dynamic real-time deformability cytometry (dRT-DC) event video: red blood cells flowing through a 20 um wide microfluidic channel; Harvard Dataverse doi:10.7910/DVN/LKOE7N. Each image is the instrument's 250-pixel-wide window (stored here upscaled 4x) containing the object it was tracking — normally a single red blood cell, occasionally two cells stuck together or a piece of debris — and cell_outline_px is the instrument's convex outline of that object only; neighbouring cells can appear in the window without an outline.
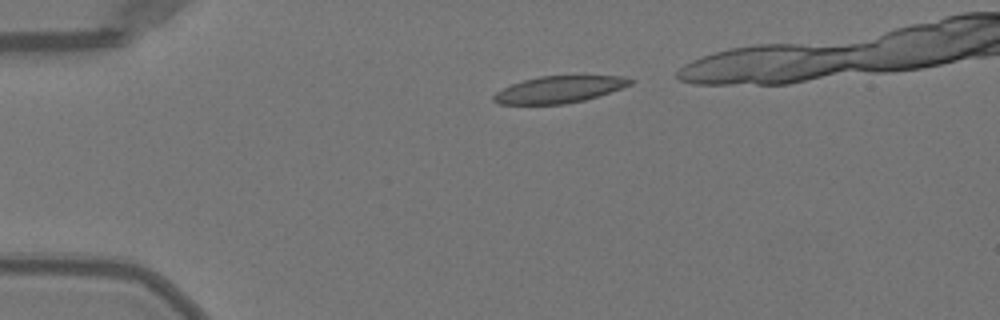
{"species": "Egyptian fruit bat (a non-hibernating species)", "species_latin": "Rousettus aegyptiacus", "temperature_condition": "warm", "stored_images_in_passage": 36, "camera_frame_rate_fps": 3000, "um_per_image_px": 0.085, "animal": {"sex": "female"}, "frame": {"image": 1, "passage_image": 4, "time_ms": 1.0, "image_size_px": [1000, 320], "cell_outline_px": [[636, 80], [632, 84], [584, 100], [564, 104], [496, 104], [492, 100], [492, 96], [496, 92], [512, 84], [524, 80], [540, 76], [624, 76]], "centroid_in_image_um": [47.51, 7.6], "position_along_channel_um": 37.5, "area_um2": 21.15}}
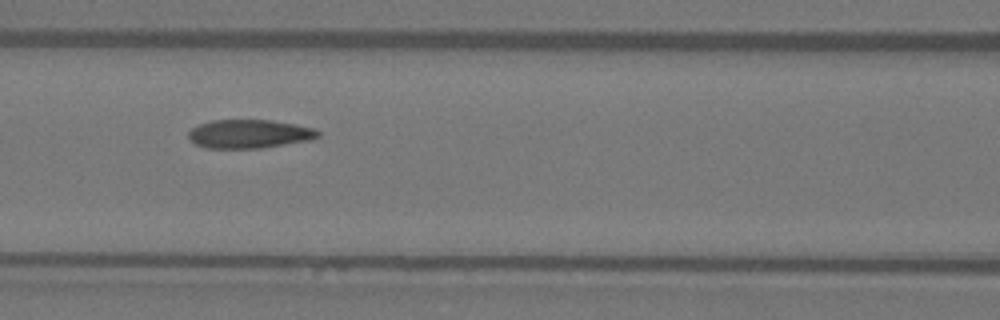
{"frame": {"image": 2, "passage_image": 15, "time_ms": 4.667, "image_size_px": [1000, 320], "cell_outline_px": [[320, 136], [312, 140], [264, 148], [208, 148], [196, 144], [188, 136], [188, 132], [192, 128], [200, 124], [212, 120], [272, 120], [296, 124], [316, 128], [320, 132]], "centroid_in_image_um": [21.26, 11.38], "position_along_channel_um": 145.3, "area_um2": 21.79}}
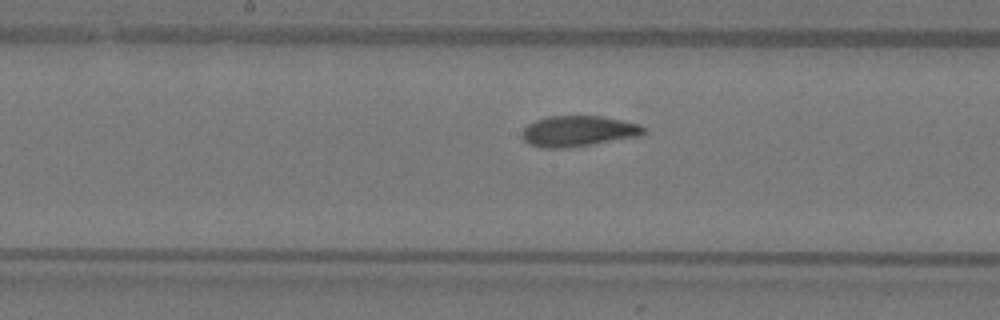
{"frame": {"image": 3, "passage_image": 19, "time_ms": 6.0, "image_size_px": [1000, 320], "cell_outline_px": [[644, 132], [636, 136], [592, 144], [568, 148], [544, 148], [528, 144], [520, 136], [524, 128], [528, 124], [536, 120], [548, 116], [604, 116], [640, 124], [644, 128]], "centroid_in_image_um": [49.09, 11.14], "position_along_channel_um": 199.1, "area_um2": 21.68}}